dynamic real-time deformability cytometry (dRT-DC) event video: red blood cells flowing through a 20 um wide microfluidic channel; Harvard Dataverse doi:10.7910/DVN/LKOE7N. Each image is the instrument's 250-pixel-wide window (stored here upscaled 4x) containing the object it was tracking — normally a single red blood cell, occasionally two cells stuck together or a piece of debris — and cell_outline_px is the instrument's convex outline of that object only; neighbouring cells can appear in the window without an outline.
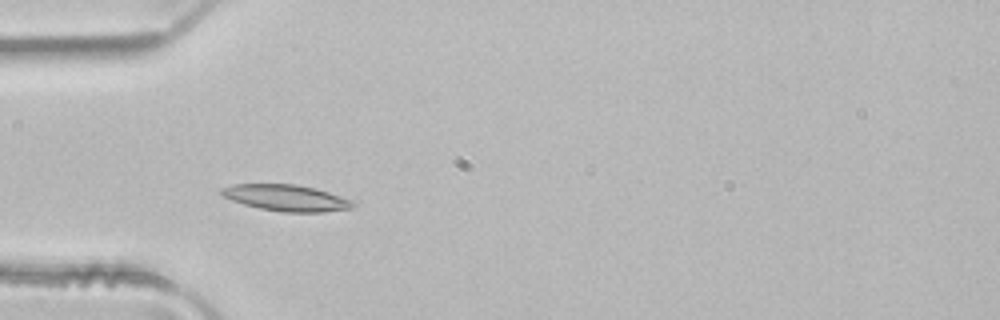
{"species": "common noctule bat (a hibernating species)", "species_latin": "Nyctalus noctula", "temperature_condition": "room temperature", "stored_images_in_passage": 6, "camera_frame_rate_fps": 3000, "um_per_image_px": 0.085, "animal": {"sex": "male", "body_mass_g": 21.5, "forearm_length_mm": 52.0}, "frame": {"image": 1, "passage_image": 5, "time_ms": 1.333, "image_size_px": [1000, 320], "cell_outline_px": [[356, 204], [352, 208], [324, 212], [280, 212], [260, 208], [244, 204], [232, 200], [224, 196], [220, 192], [220, 188], [232, 184], [296, 184], [316, 188], [352, 200]], "centroid_in_image_um": [24.34, 16.81], "position_along_channel_um": 60.7, "area_um2": 20.17}}
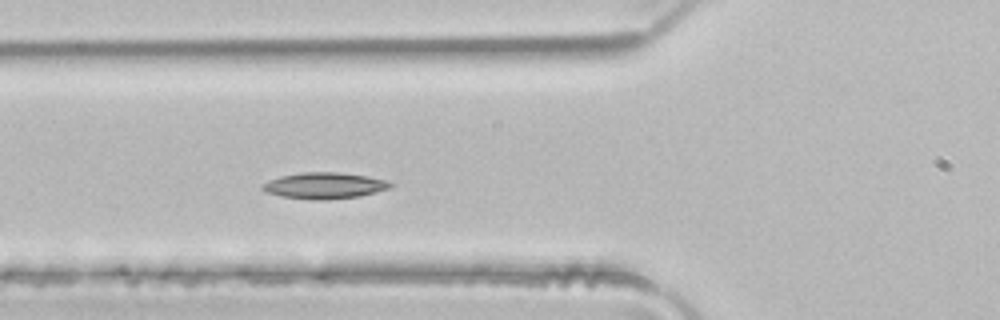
{"frame": {"image": 2, "passage_image": 6, "time_ms": 1.667, "image_size_px": [1000, 320], "cell_outline_px": [[396, 184], [392, 188], [360, 196], [328, 200], [312, 200], [280, 196], [264, 192], [260, 188], [260, 184], [268, 180], [280, 176], [304, 172], [340, 172], [388, 180]], "centroid_in_image_um": [27.57, 15.78], "position_along_channel_um": 98.2, "area_um2": 19.94}}